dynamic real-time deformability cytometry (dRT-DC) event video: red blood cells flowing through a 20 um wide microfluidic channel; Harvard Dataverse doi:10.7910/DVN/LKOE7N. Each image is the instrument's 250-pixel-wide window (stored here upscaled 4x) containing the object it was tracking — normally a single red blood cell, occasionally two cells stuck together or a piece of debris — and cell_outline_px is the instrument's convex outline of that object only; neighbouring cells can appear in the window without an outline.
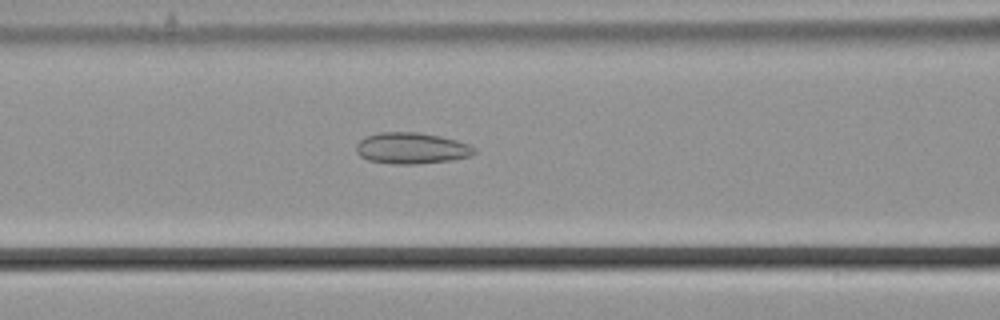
{"species": "common noctule bat (a hibernating species)", "species_latin": "Nyctalus noctula", "temperature_condition": "cold", "stored_images_in_passage": 44, "camera_frame_rate_fps": 3000, "um_per_image_px": 0.085, "animal": {"sex": "male", "body_mass_g": 21.5, "forearm_length_mm": 52.0}, "frame": {"image": 1, "passage_image": 12, "time_ms": 3.667, "image_size_px": [1000, 320], "cell_outline_px": [[476, 152], [472, 156], [452, 160], [416, 164], [392, 164], [368, 160], [360, 156], [356, 152], [356, 144], [360, 140], [368, 136], [380, 132], [420, 132], [440, 136], [456, 140], [468, 144], [476, 148]], "centroid_in_image_um": [35.0, 12.6], "position_along_channel_um": 131.6, "area_um2": 21.62}}
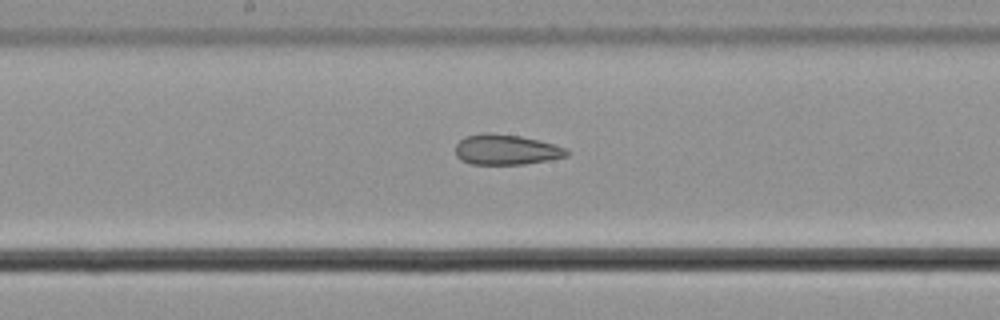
{"frame": {"image": 2, "passage_image": 18, "time_ms": 5.667, "image_size_px": [1000, 320], "cell_outline_px": [[568, 156], [548, 160], [524, 164], [472, 164], [460, 160], [456, 156], [456, 144], [464, 136], [484, 132], [488, 132], [520, 136], [540, 140], [564, 148], [568, 152]], "centroid_in_image_um": [42.98, 12.71], "position_along_channel_um": 205.2, "area_um2": 19.65}}
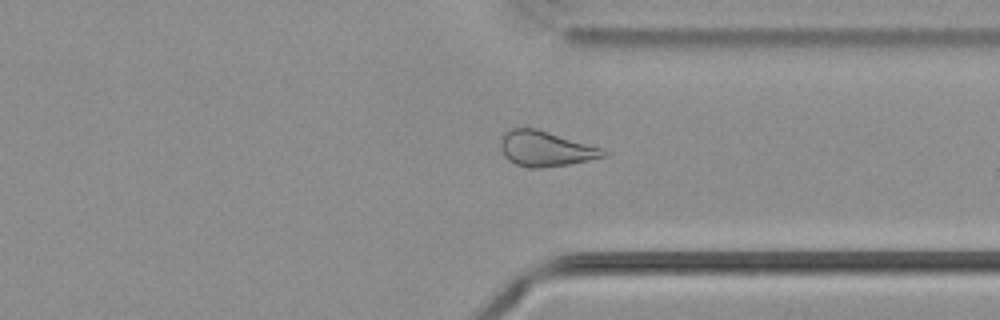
{"frame": {"image": 3, "passage_image": 31, "time_ms": 10.0, "image_size_px": [1000, 320], "cell_outline_px": [[608, 156], [568, 164], [540, 168], [528, 168], [516, 164], [508, 160], [504, 156], [500, 148], [500, 136], [504, 132], [512, 128], [536, 128], [600, 148], [608, 152]], "centroid_in_image_um": [46.31, 12.64], "position_along_channel_um": 365.1, "area_um2": 21.04}, "authors_computed_cell_mechanics": {"area_um2": 21.7617, "velocity_mm_per_s": 3.6867, "shape_relaxation_time_tau1_ms": null, "shape_relaxation_time_tau2_ms": 3.0495, "deformation_change_tau1": null, "deformation_change_tau2": 0.0685}}